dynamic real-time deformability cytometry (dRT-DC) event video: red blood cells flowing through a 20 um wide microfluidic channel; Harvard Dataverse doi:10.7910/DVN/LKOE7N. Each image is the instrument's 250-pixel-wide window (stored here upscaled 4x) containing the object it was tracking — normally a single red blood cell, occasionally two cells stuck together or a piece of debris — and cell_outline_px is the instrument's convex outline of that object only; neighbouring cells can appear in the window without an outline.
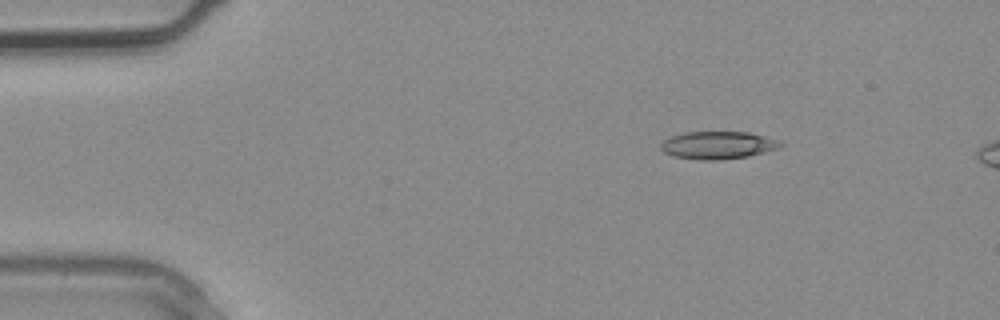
{"species": "common noctule bat (a hibernating species)", "species_latin": "Nyctalus noctula", "temperature_condition": "warm", "stored_images_in_passage": 2, "camera_frame_rate_fps": 3000, "um_per_image_px": 0.085, "animal": {"sex": "male", "body_mass_g": 20.4}, "frame": {"image": 1, "passage_image": 1, "time_ms": 0.0, "image_size_px": [1000, 320], "cell_outline_px": [[784, 144], [780, 148], [748, 156], [716, 160], [700, 160], [672, 156], [664, 152], [660, 148], [660, 144], [664, 140], [672, 136], [684, 132], [748, 132], [764, 136], [776, 140]], "centroid_in_image_um": [61.0, 12.34], "position_along_channel_um": 24.0, "area_um2": 19.19}}